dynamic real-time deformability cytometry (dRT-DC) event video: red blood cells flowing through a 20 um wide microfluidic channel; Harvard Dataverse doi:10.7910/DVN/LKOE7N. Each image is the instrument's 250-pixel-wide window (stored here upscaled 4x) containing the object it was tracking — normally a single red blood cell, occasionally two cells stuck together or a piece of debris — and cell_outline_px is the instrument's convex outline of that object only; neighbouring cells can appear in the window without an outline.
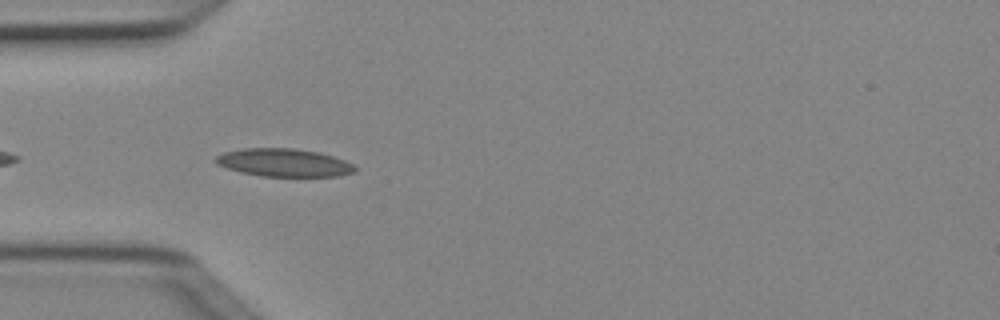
{"species": "Egyptian fruit bat (a non-hibernating species)", "species_latin": "Rousettus aegyptiacus", "temperature_condition": "cold", "stored_images_in_passage": 4, "camera_frame_rate_fps": 3000, "um_per_image_px": 0.085, "animal": {"sex": "female"}, "frame": {"image": 1, "passage_image": 3, "time_ms": 0.667, "image_size_px": [1000, 320], "cell_outline_px": [[356, 172], [340, 176], [260, 176], [240, 172], [216, 164], [212, 160], [216, 156], [224, 152], [244, 148], [296, 148], [320, 152], [344, 160], [352, 164], [356, 168]], "centroid_in_image_um": [24.12, 13.82], "position_along_channel_um": 60.9, "area_um2": 22.83}}
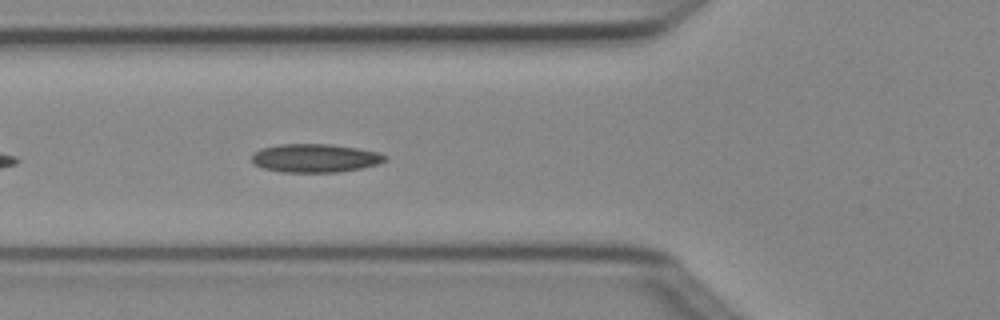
{"frame": {"image": 2, "passage_image": 4, "time_ms": 1.0, "image_size_px": [1000, 320], "cell_outline_px": [[388, 160], [380, 164], [340, 172], [280, 172], [264, 168], [252, 164], [252, 156], [260, 148], [280, 144], [328, 144], [356, 148], [376, 152], [388, 156]], "centroid_in_image_um": [26.79, 13.44], "position_along_channel_um": 99.0, "area_um2": 22.14}}